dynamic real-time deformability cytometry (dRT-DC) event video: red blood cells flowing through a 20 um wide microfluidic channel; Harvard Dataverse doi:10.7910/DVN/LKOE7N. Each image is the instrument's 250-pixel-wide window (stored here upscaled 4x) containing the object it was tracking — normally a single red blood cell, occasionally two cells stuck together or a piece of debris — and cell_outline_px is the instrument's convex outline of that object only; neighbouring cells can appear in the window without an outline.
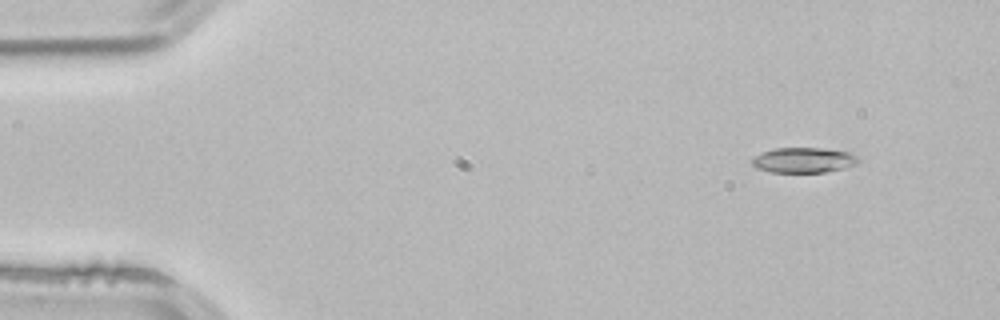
{"species": "common noctule bat (a hibernating species)", "species_latin": "Nyctalus noctula", "temperature_condition": "room temperature", "stored_images_in_passage": 3, "camera_frame_rate_fps": 3000, "um_per_image_px": 0.085, "animal": {"sex": "male", "body_mass_g": 21.5, "forearm_length_mm": 52.0}, "frame": {"image": 1, "passage_image": 1, "time_ms": 0.0, "image_size_px": [1000, 320], "cell_outline_px": [[860, 160], [856, 164], [844, 168], [824, 172], [772, 172], [756, 168], [752, 164], [752, 160], [756, 156], [764, 152], [776, 148], [820, 148], [848, 152], [856, 156]], "centroid_in_image_um": [68.32, 13.61], "position_along_channel_um": 16.7, "area_um2": 15.37}}